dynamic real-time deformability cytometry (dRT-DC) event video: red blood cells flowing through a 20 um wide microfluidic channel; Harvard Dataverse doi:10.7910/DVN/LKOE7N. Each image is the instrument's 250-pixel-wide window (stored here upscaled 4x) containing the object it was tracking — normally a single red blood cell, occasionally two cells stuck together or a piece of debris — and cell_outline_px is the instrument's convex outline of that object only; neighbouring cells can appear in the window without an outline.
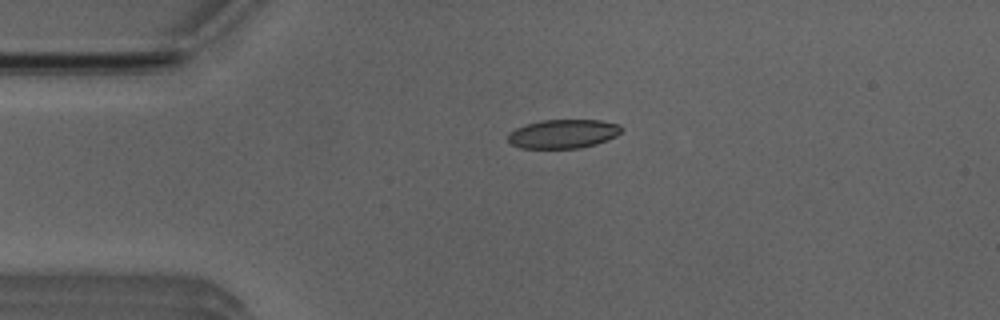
{"species": "Egyptian fruit bat (a non-hibernating species)", "species_latin": "Rousettus aegyptiacus", "temperature_condition": "room temperature", "stored_images_in_passage": 5, "camera_frame_rate_fps": 3000, "um_per_image_px": 0.085, "animal": {"sex": "male"}, "frame": {"image": 1, "passage_image": 1, "time_ms": 0.0, "image_size_px": [1000, 320], "cell_outline_px": [[624, 128], [616, 136], [596, 144], [580, 148], [520, 148], [512, 144], [508, 140], [508, 132], [516, 128], [540, 120], [600, 120], [620, 124]], "centroid_in_image_um": [47.88, 11.37], "position_along_channel_um": 37.1, "area_um2": 19.13}}